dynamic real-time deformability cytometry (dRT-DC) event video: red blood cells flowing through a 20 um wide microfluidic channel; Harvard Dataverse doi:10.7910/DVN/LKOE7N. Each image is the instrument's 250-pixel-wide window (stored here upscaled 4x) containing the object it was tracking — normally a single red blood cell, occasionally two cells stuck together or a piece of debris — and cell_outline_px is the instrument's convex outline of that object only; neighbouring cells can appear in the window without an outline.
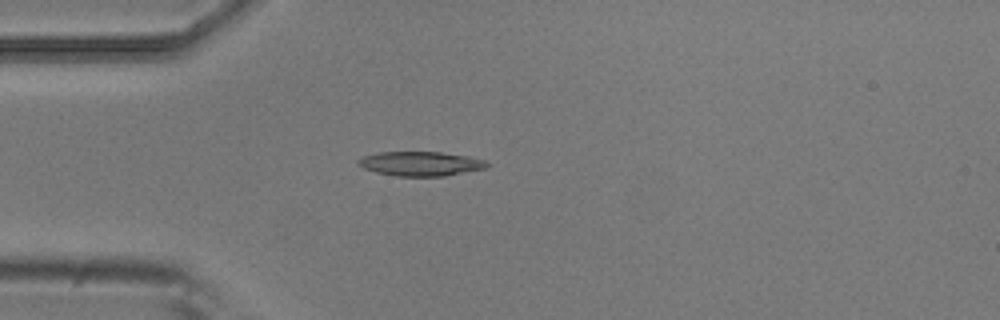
{"species": "common noctule bat (a hibernating species)", "species_latin": "Nyctalus noctula", "temperature_condition": "room temperature", "stored_images_in_passage": 5, "camera_frame_rate_fps": 3000, "um_per_image_px": 0.085, "animal": {"sex": "male", "body_mass_g": 20.5, "forearm_length_mm": 52.5}, "frame": {"image": 1, "passage_image": 4, "time_ms": 1.0, "image_size_px": [1000, 320], "cell_outline_px": [[492, 164], [488, 168], [444, 176], [396, 176], [376, 172], [364, 168], [356, 164], [356, 160], [364, 156], [376, 152], [440, 152], [468, 156], [484, 160]], "centroid_in_image_um": [35.76, 13.91], "position_along_channel_um": 49.2, "area_um2": 18.44}}